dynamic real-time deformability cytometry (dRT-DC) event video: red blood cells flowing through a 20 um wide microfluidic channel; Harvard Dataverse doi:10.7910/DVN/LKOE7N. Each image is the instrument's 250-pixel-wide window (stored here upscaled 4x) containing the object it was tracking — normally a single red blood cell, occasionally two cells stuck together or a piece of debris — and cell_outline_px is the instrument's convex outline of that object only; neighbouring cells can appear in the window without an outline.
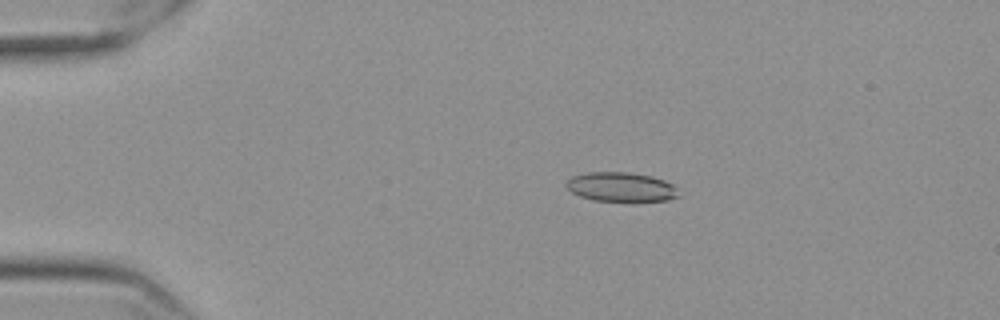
{"species": "Egyptian fruit bat (a non-hibernating species)", "species_latin": "Rousettus aegyptiacus", "temperature_condition": "cold", "stored_images_in_passage": 54, "camera_frame_rate_fps": 3000, "um_per_image_px": 0.085, "frame": {"image": 1, "passage_image": 8, "time_ms": 2.333, "image_size_px": [1000, 320], "cell_outline_px": [[680, 196], [668, 200], [592, 200], [580, 196], [572, 192], [564, 184], [572, 176], [588, 172], [628, 172], [652, 176], [664, 180], [672, 184], [676, 188]], "centroid_in_image_um": [52.78, 15.87], "position_along_channel_um": 32.2, "area_um2": 18.96}}
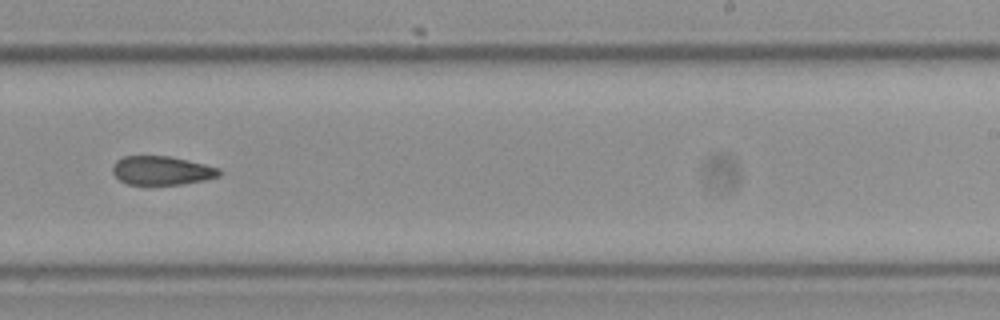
{"frame": {"image": 2, "passage_image": 33, "time_ms": 10.667, "image_size_px": [1000, 320], "cell_outline_px": [[220, 176], [204, 180], [184, 184], [128, 184], [120, 180], [112, 172], [112, 164], [116, 160], [124, 156], [168, 156], [188, 160], [220, 168]], "centroid_in_image_um": [13.74, 14.49], "position_along_channel_um": 275.3, "area_um2": 17.86}}
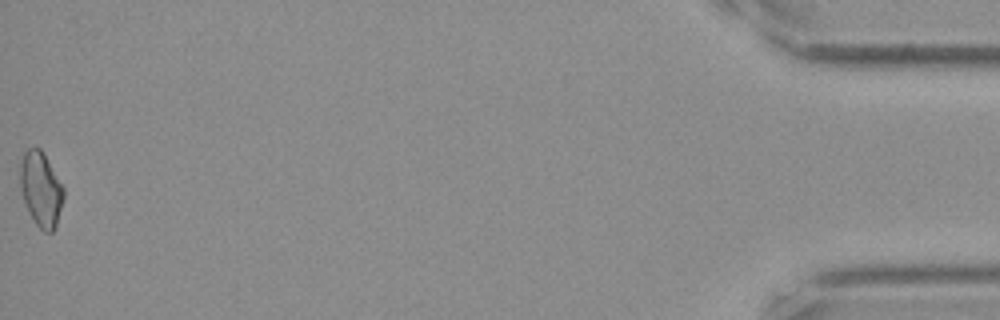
{"frame": {"image": 3, "passage_image": 54, "time_ms": 17.667, "image_size_px": [1000, 320], "cell_outline_px": [[64, 196], [56, 224], [52, 232], [44, 232], [36, 224], [24, 200], [20, 188], [20, 164], [24, 152], [28, 148], [40, 148], [64, 188]], "centroid_in_image_um": [3.47, 16.07], "position_along_channel_um": 431.7, "area_um2": 18.44}}